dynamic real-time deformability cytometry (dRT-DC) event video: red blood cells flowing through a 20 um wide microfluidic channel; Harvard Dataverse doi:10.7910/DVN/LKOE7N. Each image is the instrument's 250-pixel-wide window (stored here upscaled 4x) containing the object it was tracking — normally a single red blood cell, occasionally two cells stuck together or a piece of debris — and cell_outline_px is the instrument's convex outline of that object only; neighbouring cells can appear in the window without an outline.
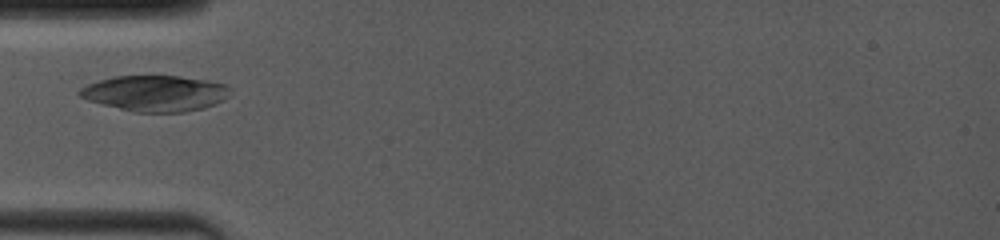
{"species": "common noctule bat (a hibernating species)", "species_latin": "Nyctalus noctula", "temperature_condition": "room temperature", "stored_images_in_passage": 18, "camera_frame_rate_fps": 4000, "um_per_image_px": 0.085, "animal": {"sex": "female", "body_mass_g": 19.0, "forearm_length_mm": 53.3}, "frame": {"image": 1, "passage_image": 1, "time_ms": 0.0, "image_size_px": [1000, 240], "cell_outline_px": [[232, 96], [216, 104], [204, 108], [184, 112], [132, 112], [88, 100], [80, 96], [76, 92], [80, 88], [88, 84], [100, 80], [116, 76], [180, 76], [208, 80], [224, 84], [232, 88]], "centroid_in_image_um": [13.26, 7.93], "position_along_channel_um": 71.7, "area_um2": 31.73}}